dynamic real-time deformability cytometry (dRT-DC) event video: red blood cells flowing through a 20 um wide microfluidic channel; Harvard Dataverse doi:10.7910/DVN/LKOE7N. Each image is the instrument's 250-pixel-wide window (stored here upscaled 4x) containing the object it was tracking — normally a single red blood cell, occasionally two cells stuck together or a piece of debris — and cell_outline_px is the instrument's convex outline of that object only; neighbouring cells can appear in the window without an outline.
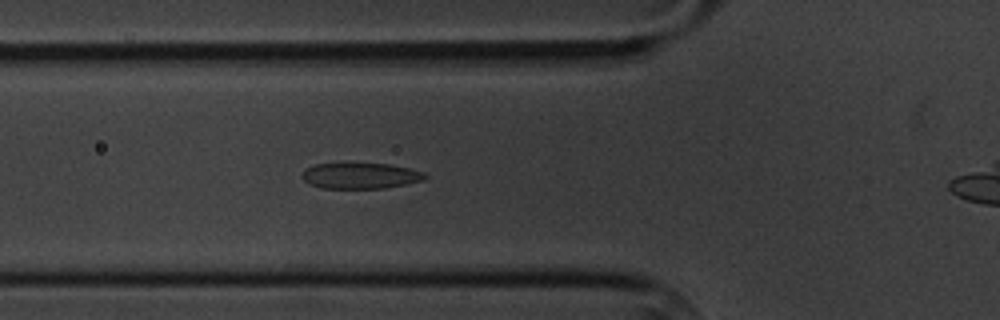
{"species": "common noctule bat (a hibernating species)", "species_latin": "Nyctalus noctula", "temperature_condition": "cold", "stored_images_in_passage": 7, "camera_frame_rate_fps": 3000, "um_per_image_px": 0.085, "animal": {"sex": "male", "body_mass_g": 20.1, "forearm_length_mm": 53.5}, "frame": {"image": 1, "passage_image": 6, "time_ms": 6.667, "image_size_px": [1000, 320], "cell_outline_px": [[428, 176], [424, 180], [384, 188], [320, 188], [308, 184], [300, 176], [304, 168], [316, 164], [388, 164], [408, 168], [424, 172]], "centroid_in_image_um": [30.59, 14.94], "position_along_channel_um": 95.2, "area_um2": 18.44}}